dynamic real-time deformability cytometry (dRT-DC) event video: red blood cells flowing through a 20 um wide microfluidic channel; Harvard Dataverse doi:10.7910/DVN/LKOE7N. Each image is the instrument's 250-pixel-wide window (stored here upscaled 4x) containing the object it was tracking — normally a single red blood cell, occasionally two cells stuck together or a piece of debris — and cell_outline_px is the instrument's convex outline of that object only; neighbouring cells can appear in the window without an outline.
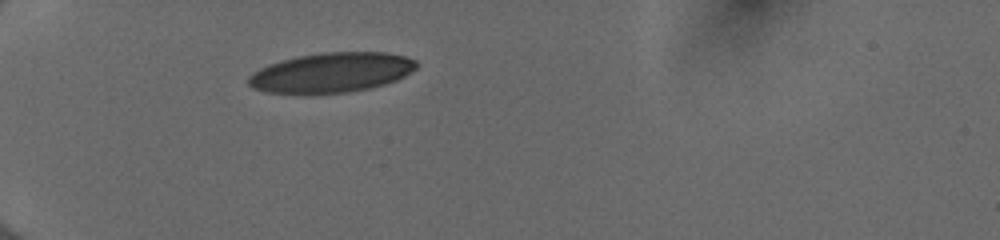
{"species": "human", "species_latin": "Homo sapiens", "temperature_condition": "cold", "stored_images_in_passage": 36, "camera_frame_rate_fps": 3000, "um_per_image_px": 0.085, "donor": {"sex": "female"}, "frame": {"image": 1, "passage_image": 1, "time_ms": 0.0, "image_size_px": [1000, 240], "cell_outline_px": [[416, 68], [404, 76], [396, 80], [384, 84], [368, 88], [348, 92], [268, 92], [252, 88], [248, 84], [248, 76], [252, 72], [268, 64], [280, 60], [296, 56], [320, 52], [388, 52], [404, 56], [416, 60]], "centroid_in_image_um": [28.16, 6.14], "position_along_channel_um": 56.8, "area_um2": 38.61}}
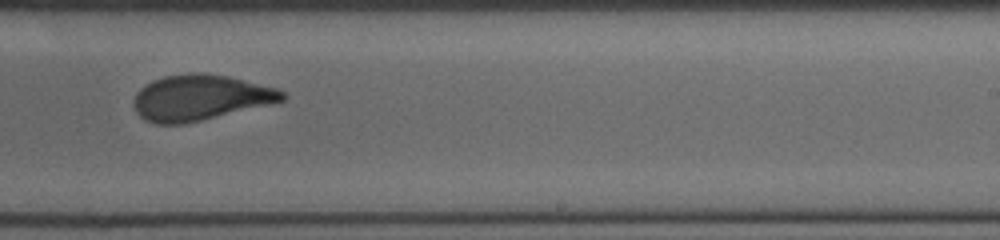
{"frame": {"image": 2, "passage_image": 19, "time_ms": 6.0, "image_size_px": [1000, 240], "cell_outline_px": [[288, 96], [284, 100], [200, 120], [180, 124], [156, 124], [144, 120], [136, 112], [132, 104], [136, 92], [140, 88], [152, 80], [164, 76], [192, 72], [200, 72], [228, 76], [276, 88], [284, 92]], "centroid_in_image_um": [16.95, 8.28], "position_along_channel_um": 272.0, "area_um2": 39.19}}
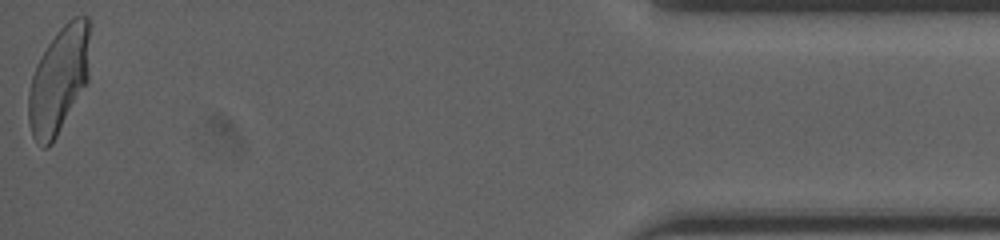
{"frame": {"image": 3, "passage_image": 36, "time_ms": 11.667, "image_size_px": [1000, 240], "cell_outline_px": [[88, 80], [52, 144], [48, 148], [44, 148], [32, 136], [28, 120], [28, 92], [32, 76], [36, 64], [48, 44], [56, 32], [72, 16], [88, 16]], "centroid_in_image_um": [4.97, 6.81], "position_along_channel_um": 430.2, "area_um2": 37.69}, "authors_computed_cell_mechanics": {"area_um2": 39.5063, "velocity_mm_per_s": 4.0053, "shape_relaxation_time_tau1_ms": 7.0666, "shape_relaxation_time_tau2_ms": 0.9263, "deformation_change_tau1": 0.2085, "deformation_change_tau2": 0.0618}}